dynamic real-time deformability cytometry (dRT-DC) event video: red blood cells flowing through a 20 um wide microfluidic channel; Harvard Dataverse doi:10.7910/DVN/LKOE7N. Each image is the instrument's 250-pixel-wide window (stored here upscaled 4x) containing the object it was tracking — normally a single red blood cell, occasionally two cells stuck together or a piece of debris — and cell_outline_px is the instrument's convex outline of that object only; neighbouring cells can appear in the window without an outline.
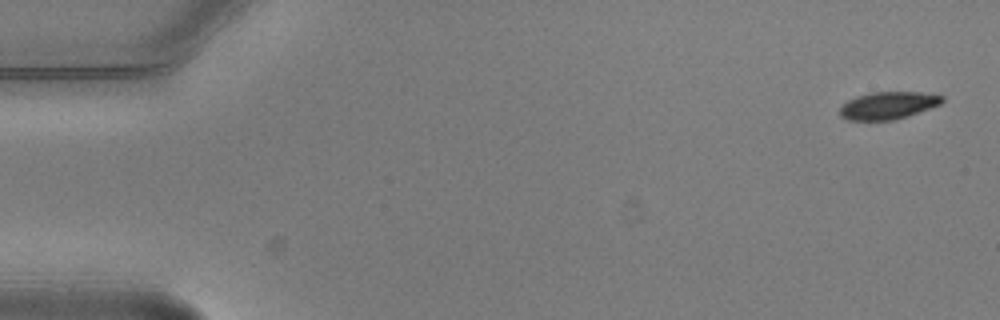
{"species": "common noctule bat (a hibernating species)", "species_latin": "Nyctalus noctula", "temperature_condition": "warm", "stored_images_in_passage": 5, "camera_frame_rate_fps": 3000, "um_per_image_px": 0.085, "animal": {"sex": "male", "body_mass_g": 20.5, "forearm_length_mm": 52.5}, "frame": {"image": 1, "passage_image": 1, "time_ms": 0.0, "image_size_px": [1000, 320], "cell_outline_px": [[944, 100], [940, 104], [908, 116], [892, 120], [848, 120], [840, 116], [840, 108], [848, 100], [856, 96], [872, 92], [920, 92], [944, 96]], "centroid_in_image_um": [75.48, 8.96], "position_along_channel_um": 9.5, "area_um2": 16.24}}
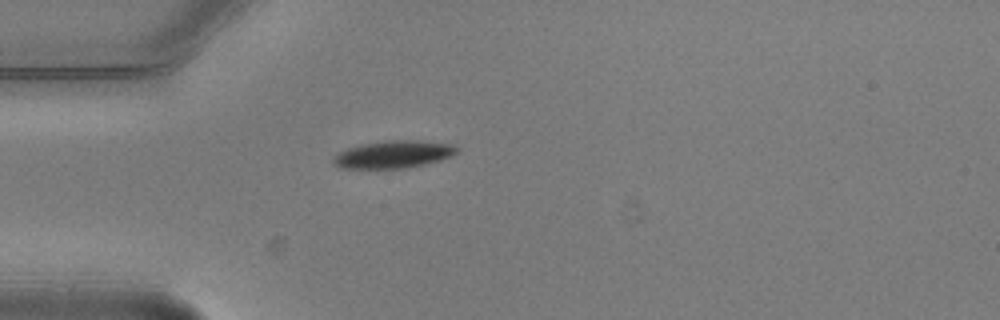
{"frame": {"image": 2, "passage_image": 5, "time_ms": 1.333, "image_size_px": [1000, 320], "cell_outline_px": [[460, 148], [456, 152], [440, 160], [424, 164], [404, 168], [336, 168], [332, 164], [332, 156], [348, 148], [360, 144], [388, 140], [416, 140], [452, 144]], "centroid_in_image_um": [33.38, 13.12], "position_along_channel_um": 51.6, "area_um2": 19.77}}